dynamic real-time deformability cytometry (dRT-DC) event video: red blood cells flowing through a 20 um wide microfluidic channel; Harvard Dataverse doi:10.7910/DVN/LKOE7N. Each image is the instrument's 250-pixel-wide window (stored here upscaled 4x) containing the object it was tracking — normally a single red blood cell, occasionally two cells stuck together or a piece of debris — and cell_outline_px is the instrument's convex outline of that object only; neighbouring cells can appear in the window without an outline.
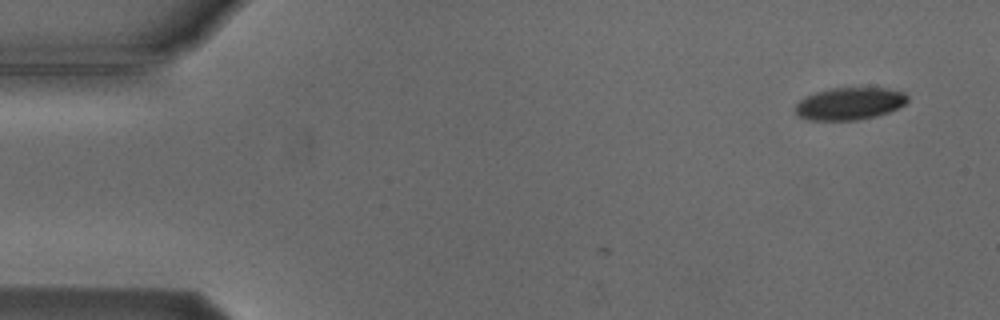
{"species": "Egyptian fruit bat (a non-hibernating species)", "species_latin": "Rousettus aegyptiacus", "temperature_condition": "cold", "stored_images_in_passage": 5, "camera_frame_rate_fps": 3000, "um_per_image_px": 0.085, "animal": {"sex": "male"}, "frame": {"image": 1, "passage_image": 1, "time_ms": 0.0, "image_size_px": [1000, 320], "cell_outline_px": [[908, 100], [904, 104], [888, 112], [876, 116], [856, 120], [808, 120], [800, 116], [792, 108], [800, 100], [816, 92], [832, 88], [884, 88], [904, 92], [908, 96]], "centroid_in_image_um": [72.2, 8.81], "position_along_channel_um": 12.8, "area_um2": 20.98}}
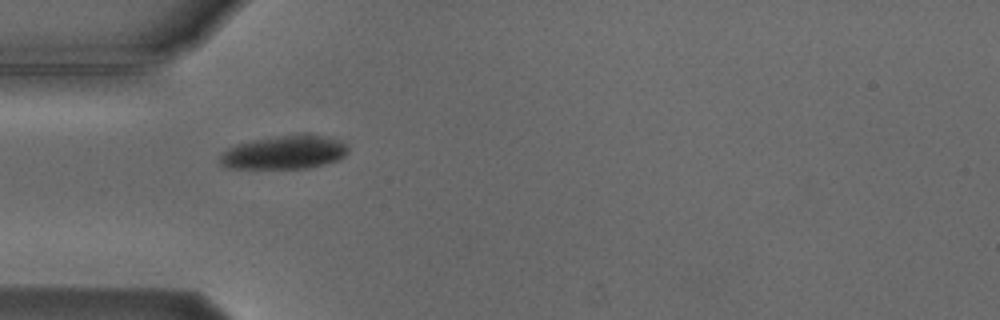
{"frame": {"image": 2, "passage_image": 4, "time_ms": 4.333, "image_size_px": [1000, 320], "cell_outline_px": [[348, 152], [340, 160], [308, 168], [224, 168], [220, 164], [220, 152], [236, 144], [252, 140], [276, 136], [332, 136], [348, 144]], "centroid_in_image_um": [24.17, 12.97], "position_along_channel_um": 60.8, "area_um2": 25.03}}